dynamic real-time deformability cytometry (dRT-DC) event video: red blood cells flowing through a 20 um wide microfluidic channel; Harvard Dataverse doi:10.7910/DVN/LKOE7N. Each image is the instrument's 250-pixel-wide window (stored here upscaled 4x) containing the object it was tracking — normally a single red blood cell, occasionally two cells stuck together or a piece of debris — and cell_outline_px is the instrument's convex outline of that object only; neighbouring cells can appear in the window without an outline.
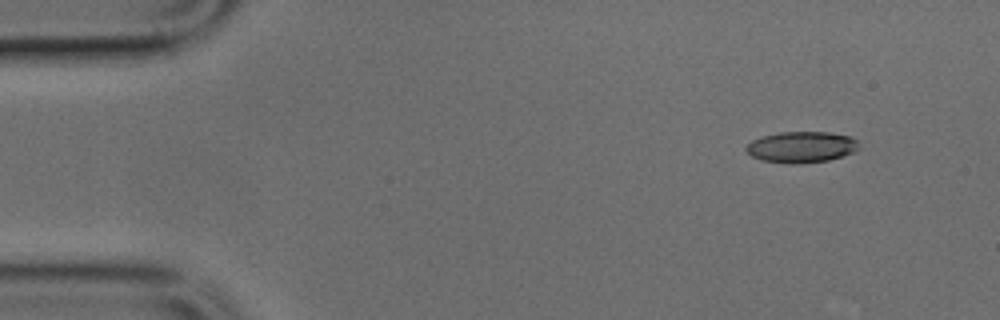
{"species": "common noctule bat (a hibernating species)", "species_latin": "Nyctalus noctula", "temperature_condition": "cold", "stored_images_in_passage": 4, "camera_frame_rate_fps": 3000, "um_per_image_px": 0.085, "animal": {"sex": "male", "body_mass_g": 17.9, "forearm_length_mm": 54.2}, "frame": {"image": 1, "passage_image": 1, "time_ms": 0.0, "image_size_px": [1000, 320], "cell_outline_px": [[860, 148], [852, 152], [828, 160], [796, 164], [792, 164], [760, 160], [752, 156], [744, 148], [752, 140], [764, 136], [780, 132], [828, 132], [848, 136], [856, 140], [860, 144]], "centroid_in_image_um": [68.11, 12.5], "position_along_channel_um": 16.9, "area_um2": 20.29}}